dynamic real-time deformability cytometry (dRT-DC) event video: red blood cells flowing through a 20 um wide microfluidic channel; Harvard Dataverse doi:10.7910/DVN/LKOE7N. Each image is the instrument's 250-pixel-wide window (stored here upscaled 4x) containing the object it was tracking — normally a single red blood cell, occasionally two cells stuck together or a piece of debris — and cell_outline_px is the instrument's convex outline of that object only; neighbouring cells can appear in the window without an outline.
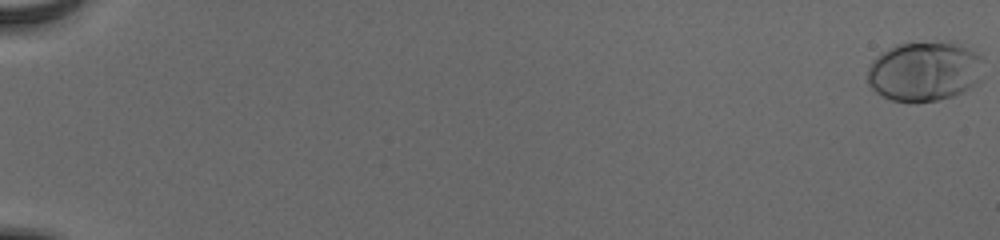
{"species": "human", "species_latin": "Homo sapiens", "temperature_condition": "cold", "stored_images_in_passage": 57, "camera_frame_rate_fps": 3000, "um_per_image_px": 0.085, "donor": {"sex": "male"}, "frame": {"image": 1, "passage_image": 1, "time_ms": 0.0, "image_size_px": [1000, 240], "cell_outline_px": [[980, 80], [976, 84], [964, 92], [952, 96], [936, 100], [916, 104], [892, 100], [876, 92], [872, 88], [868, 80], [868, 68], [872, 60], [880, 52], [896, 44], [944, 40], [956, 40], [980, 52]], "centroid_in_image_um": [78.6, 6.03], "position_along_channel_um": 6.4, "area_um2": 41.38}}
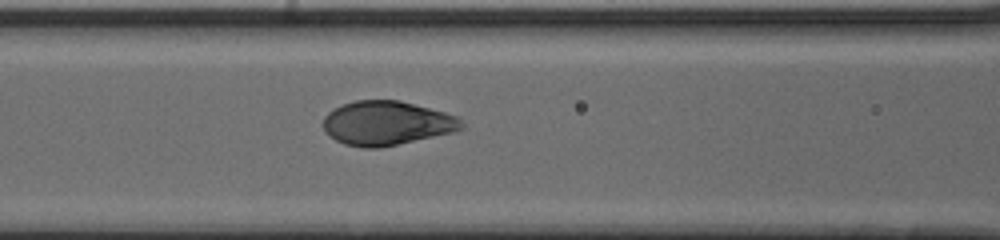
{"frame": {"image": 2, "passage_image": 28, "time_ms": 9.0, "image_size_px": [1000, 240], "cell_outline_px": [[464, 128], [456, 132], [380, 148], [364, 148], [344, 144], [336, 140], [324, 132], [324, 116], [332, 108], [356, 100], [400, 100], [444, 112], [456, 116], [464, 124]], "centroid_in_image_um": [32.87, 10.47], "position_along_channel_um": 133.7, "area_um2": 35.78}}
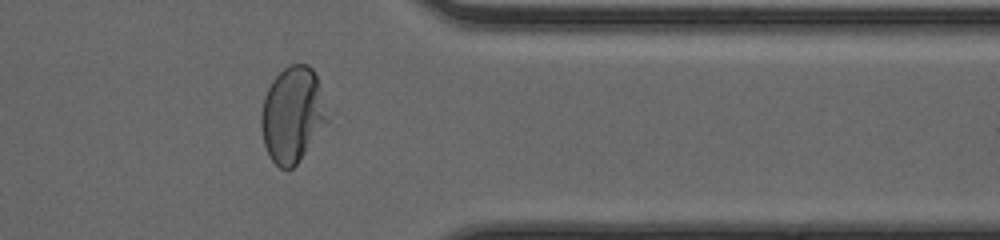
{"frame": {"image": 3, "passage_image": 48, "time_ms": 15.667, "image_size_px": [1000, 240], "cell_outline_px": [[332, 116], [328, 124], [300, 160], [288, 172], [280, 168], [268, 156], [264, 144], [260, 128], [260, 112], [264, 96], [272, 80], [284, 68], [292, 64], [308, 64], [312, 68], [316, 76]], "centroid_in_image_um": [24.89, 9.77], "position_along_channel_um": 386.5, "area_um2": 37.92}, "authors_computed_cell_mechanics": {"area_um2": 38.0902, "velocity_mm_per_s": 3.8715, "shape_relaxation_time_tau1_ms": 2.6967, "shape_relaxation_time_tau2_ms": null, "deformation_change_tau1": 0.1924, "deformation_change_tau2": null}}